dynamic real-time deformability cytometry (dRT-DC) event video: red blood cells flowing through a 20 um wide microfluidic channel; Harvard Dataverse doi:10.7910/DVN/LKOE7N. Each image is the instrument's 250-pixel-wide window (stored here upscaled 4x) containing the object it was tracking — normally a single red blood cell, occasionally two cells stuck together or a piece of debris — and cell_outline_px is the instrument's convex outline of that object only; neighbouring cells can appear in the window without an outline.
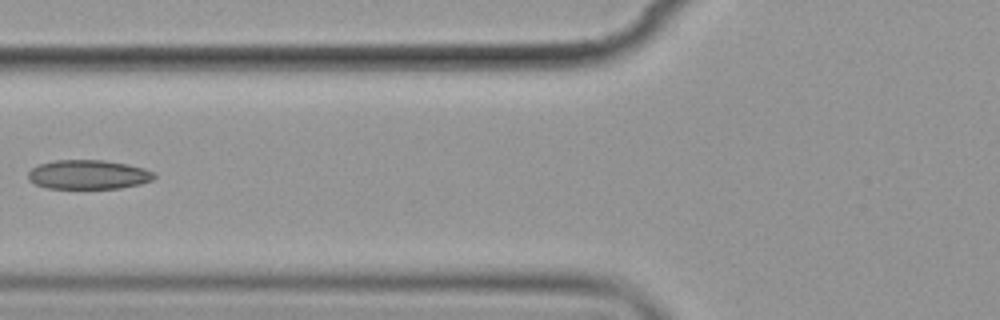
{"species": "common noctule bat (a hibernating species)", "species_latin": "Nyctalus noctula", "temperature_condition": "cold", "stored_images_in_passage": 7, "camera_frame_rate_fps": 3000, "um_per_image_px": 0.085, "animal": {"sex": "female", "body_mass_g": 19.9}, "frame": {"image": 1, "passage_image": 5, "time_ms": 5.667, "image_size_px": [1000, 320], "cell_outline_px": [[156, 176], [152, 180], [140, 184], [120, 188], [44, 188], [28, 180], [28, 172], [32, 168], [40, 164], [56, 160], [104, 160], [128, 164], [144, 168], [152, 172]], "centroid_in_image_um": [7.5, 14.84], "position_along_channel_um": 118.3, "area_um2": 21.44}}
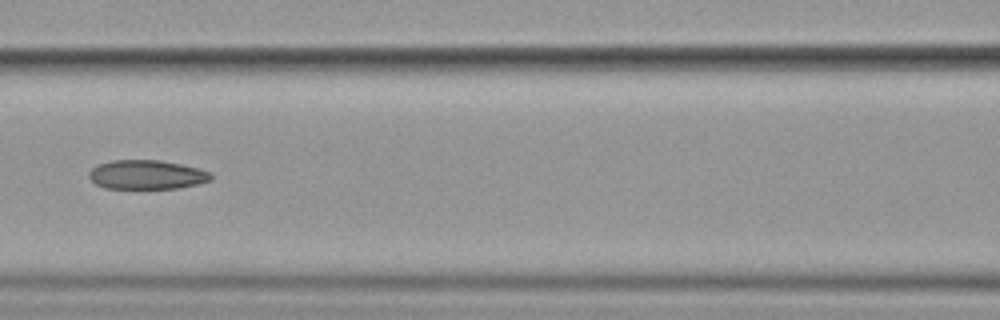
{"frame": {"image": 2, "passage_image": 6, "time_ms": 6.667, "image_size_px": [1000, 320], "cell_outline_px": [[212, 180], [196, 184], [176, 188], [104, 188], [96, 184], [88, 176], [88, 172], [96, 164], [112, 160], [160, 160], [180, 164], [212, 172]], "centroid_in_image_um": [12.44, 14.84], "position_along_channel_um": 154.2, "area_um2": 20.69}}
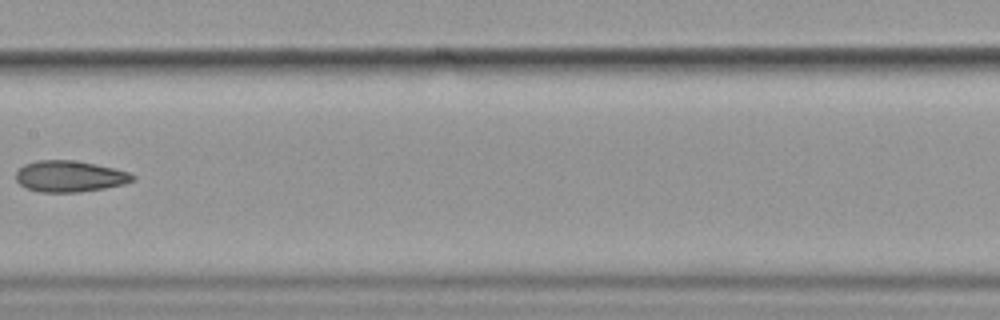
{"frame": {"image": 3, "passage_image": 7, "time_ms": 8.0, "image_size_px": [1000, 320], "cell_outline_px": [[136, 180], [124, 184], [104, 188], [80, 192], [40, 192], [28, 188], [20, 184], [16, 180], [16, 172], [24, 164], [36, 160], [76, 160], [96, 164], [128, 172], [136, 176]], "centroid_in_image_um": [5.93, 14.98], "position_along_channel_um": 201.5, "area_um2": 21.27}}